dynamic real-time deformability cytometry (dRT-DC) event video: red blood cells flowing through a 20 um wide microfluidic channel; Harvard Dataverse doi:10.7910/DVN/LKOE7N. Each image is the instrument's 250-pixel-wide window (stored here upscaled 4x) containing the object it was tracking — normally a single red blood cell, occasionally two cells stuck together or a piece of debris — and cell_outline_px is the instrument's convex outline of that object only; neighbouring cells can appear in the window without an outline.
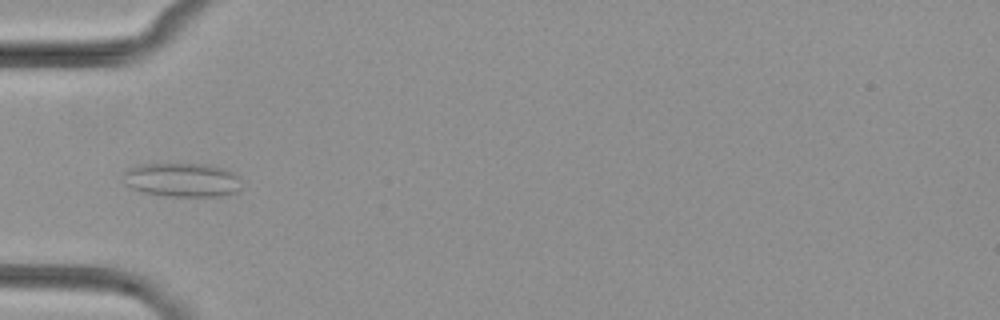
{"species": "common noctule bat (a hibernating species)", "species_latin": "Nyctalus noctula", "temperature_condition": "cold", "stored_images_in_passage": 8, "camera_frame_rate_fps": 3000, "um_per_image_px": 0.085, "animal": {"sex": "female", "body_mass_g": 29.2, "forearm_length_mm": 56.3}, "frame": {"image": 1, "passage_image": 6, "time_ms": 6.0, "image_size_px": [1000, 320], "cell_outline_px": [[240, 192], [224, 196], [164, 196], [144, 192], [132, 188], [124, 184], [124, 172], [128, 168], [144, 164], [212, 164], [224, 168], [240, 176]], "centroid_in_image_um": [15.54, 15.29], "position_along_channel_um": 69.5, "area_um2": 23.7}}
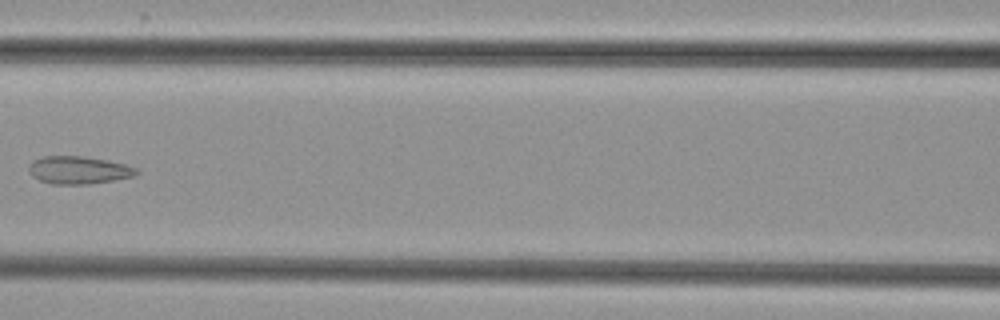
{"frame": {"image": 2, "passage_image": 8, "time_ms": 8.333, "image_size_px": [1000, 320], "cell_outline_px": [[140, 172], [132, 176], [112, 180], [88, 184], [52, 184], [40, 180], [32, 176], [28, 168], [32, 160], [44, 156], [80, 156], [108, 160], [124, 164], [136, 168]], "centroid_in_image_um": [6.65, 14.45], "position_along_channel_um": 159.9, "area_um2": 17.22}}